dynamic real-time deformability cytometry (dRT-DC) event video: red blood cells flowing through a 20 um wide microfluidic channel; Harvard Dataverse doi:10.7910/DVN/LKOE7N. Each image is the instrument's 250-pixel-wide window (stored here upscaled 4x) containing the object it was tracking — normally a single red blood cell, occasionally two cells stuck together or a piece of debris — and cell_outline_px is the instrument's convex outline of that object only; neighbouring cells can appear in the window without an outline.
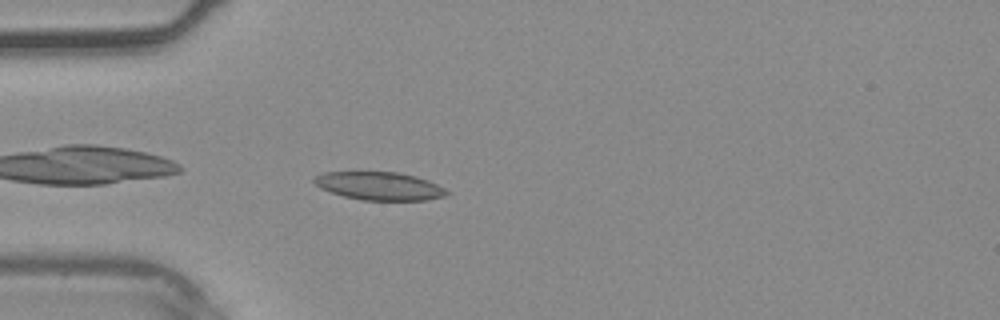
{"species": "common noctule bat (a hibernating species)", "species_latin": "Nyctalus noctula", "temperature_condition": "warm", "stored_images_in_passage": 29, "camera_frame_rate_fps": 3000, "um_per_image_px": 0.085, "animal": {"sex": "male", "body_mass_g": 20.4}, "frame": {"image": 1, "passage_image": 1, "time_ms": 0.0, "image_size_px": [1000, 320], "cell_outline_px": [[452, 192], [444, 196], [428, 200], [360, 200], [344, 196], [320, 188], [312, 180], [312, 176], [324, 172], [356, 168], [400, 172], [416, 176], [428, 180]], "centroid_in_image_um": [32.17, 15.74], "position_along_channel_um": 52.8, "area_um2": 22.95}}
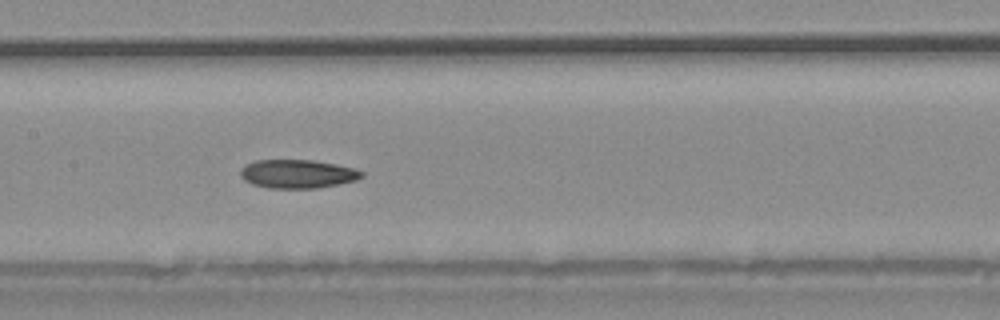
{"frame": {"image": 2, "passage_image": 9, "time_ms": 2.667, "image_size_px": [1000, 320], "cell_outline_px": [[364, 176], [356, 180], [340, 184], [316, 188], [268, 188], [252, 184], [244, 180], [240, 176], [240, 168], [244, 164], [256, 160], [312, 160], [336, 164], [356, 168], [364, 172]], "centroid_in_image_um": [25.29, 14.78], "position_along_channel_um": 182.1, "area_um2": 20.46}}